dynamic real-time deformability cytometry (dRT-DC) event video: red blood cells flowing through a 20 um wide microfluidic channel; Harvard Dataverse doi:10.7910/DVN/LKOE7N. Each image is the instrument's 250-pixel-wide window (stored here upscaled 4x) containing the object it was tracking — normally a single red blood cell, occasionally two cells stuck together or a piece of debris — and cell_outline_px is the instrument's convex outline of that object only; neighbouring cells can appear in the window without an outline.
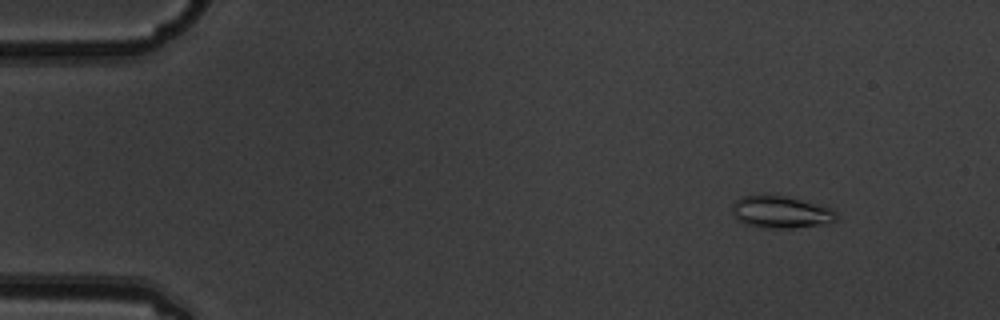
{"species": "common noctule bat (a hibernating species)", "species_latin": "Nyctalus noctula", "temperature_condition": "warm", "stored_images_in_passage": 5, "camera_frame_rate_fps": 3000, "um_per_image_px": 0.085, "animal": {"sex": "male", "body_mass_g": 19.5, "forearm_length_mm": 54.6}, "frame": {"image": 1, "passage_image": 2, "time_ms": 0.333, "image_size_px": [1000, 320], "cell_outline_px": [[836, 220], [820, 224], [792, 228], [768, 228], [748, 224], [736, 220], [732, 212], [732, 204], [736, 200], [744, 196], [760, 192], [764, 192], [788, 196], [828, 208], [836, 212]], "centroid_in_image_um": [66.27, 17.98], "position_along_channel_um": 18.7, "area_um2": 19.65}}
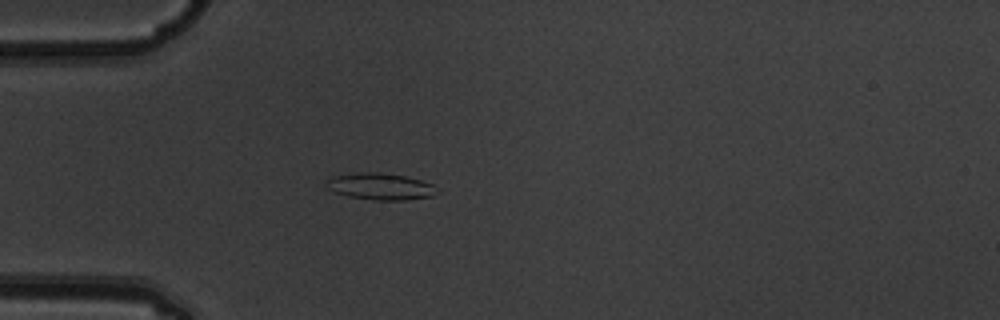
{"frame": {"image": 2, "passage_image": 5, "time_ms": 1.333, "image_size_px": [1000, 320], "cell_outline_px": [[440, 192], [432, 196], [404, 200], [372, 200], [348, 196], [336, 192], [328, 188], [328, 180], [332, 176], [356, 172], [380, 172], [404, 176], [420, 180], [432, 184]], "centroid_in_image_um": [32.36, 15.85], "position_along_channel_um": 52.6, "area_um2": 17.11}}